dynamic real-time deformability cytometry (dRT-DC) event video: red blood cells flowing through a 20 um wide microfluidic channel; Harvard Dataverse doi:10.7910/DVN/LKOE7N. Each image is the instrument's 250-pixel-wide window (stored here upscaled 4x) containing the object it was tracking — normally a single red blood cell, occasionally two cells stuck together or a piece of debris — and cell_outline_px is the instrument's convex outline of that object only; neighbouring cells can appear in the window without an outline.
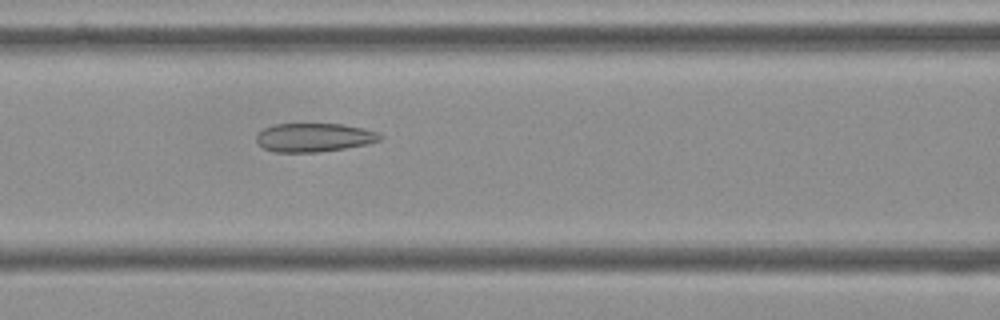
{"species": "Egyptian fruit bat (a non-hibernating species)", "species_latin": "Rousettus aegyptiacus", "temperature_condition": "cold", "stored_images_in_passage": 55, "camera_frame_rate_fps": 3000, "um_per_image_px": 0.085, "frame": {"image": 1, "passage_image": 23, "time_ms": 7.333, "image_size_px": [1000, 320], "cell_outline_px": [[384, 136], [380, 140], [368, 144], [320, 152], [276, 152], [264, 148], [256, 140], [256, 136], [264, 128], [272, 124], [344, 124], [376, 132]], "centroid_in_image_um": [26.69, 11.68], "position_along_channel_um": 139.9, "area_um2": 20.52}}
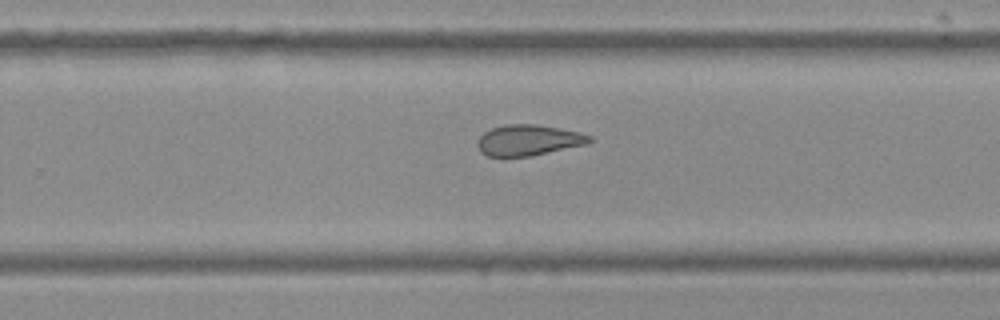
{"frame": {"image": 2, "passage_image": 35, "time_ms": 11.333, "image_size_px": [1000, 320], "cell_outline_px": [[592, 140], [588, 144], [528, 156], [488, 156], [480, 152], [476, 144], [476, 140], [484, 132], [492, 128], [508, 124], [536, 124], [580, 132], [592, 136]], "centroid_in_image_um": [44.9, 11.91], "position_along_channel_um": 284.9, "area_um2": 20.06}}
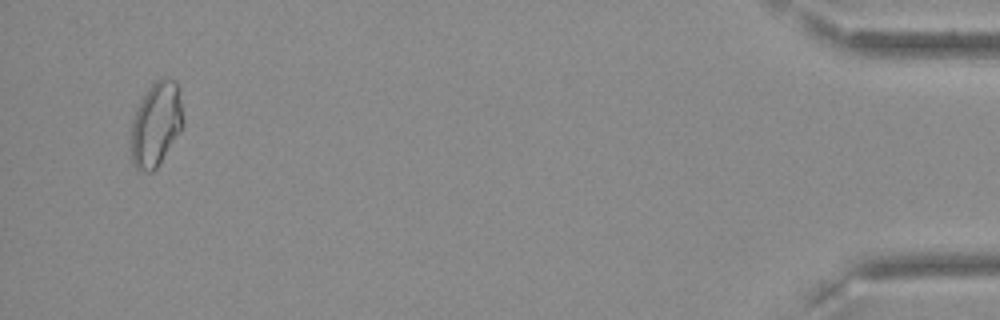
{"frame": {"image": 3, "passage_image": 53, "time_ms": 17.333, "image_size_px": [1000, 320], "cell_outline_px": [[184, 124], [180, 132], [156, 168], [152, 172], [144, 172], [136, 168], [132, 164], [128, 148], [132, 120], [140, 100], [148, 88], [160, 76], [164, 76], [176, 80], [184, 120]], "centroid_in_image_um": [13.22, 10.57], "position_along_channel_um": 422.0, "area_um2": 26.18}, "authors_computed_cell_mechanics": {"area_um2": 22.9466, "velocity_mm_per_s": 3.6315, "shape_relaxation_time_tau1_ms": null, "shape_relaxation_time_tau2_ms": 3.2053, "deformation_change_tau1": null, "deformation_change_tau2": 0.0964}}